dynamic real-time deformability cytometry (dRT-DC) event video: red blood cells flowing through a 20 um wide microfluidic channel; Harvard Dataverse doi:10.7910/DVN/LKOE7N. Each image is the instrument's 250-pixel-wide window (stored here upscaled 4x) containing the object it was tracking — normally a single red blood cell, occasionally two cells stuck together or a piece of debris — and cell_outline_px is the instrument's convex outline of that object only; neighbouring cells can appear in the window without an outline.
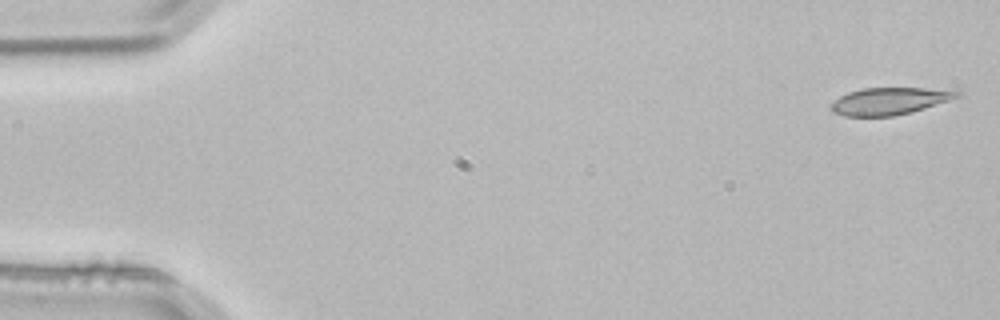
{"species": "common noctule bat (a hibernating species)", "species_latin": "Nyctalus noctula", "temperature_condition": "room temperature", "stored_images_in_passage": 4, "camera_frame_rate_fps": 3000, "um_per_image_px": 0.085, "animal": {"sex": "male", "body_mass_g": 21.5, "forearm_length_mm": 52.0}, "frame": {"image": 1, "passage_image": 1, "time_ms": 0.0, "image_size_px": [1000, 320], "cell_outline_px": [[960, 96], [912, 112], [892, 116], [844, 116], [832, 112], [832, 104], [840, 96], [848, 92], [860, 88], [924, 88], [960, 92]], "centroid_in_image_um": [75.55, 8.59], "position_along_channel_um": 9.5, "area_um2": 19.54}}
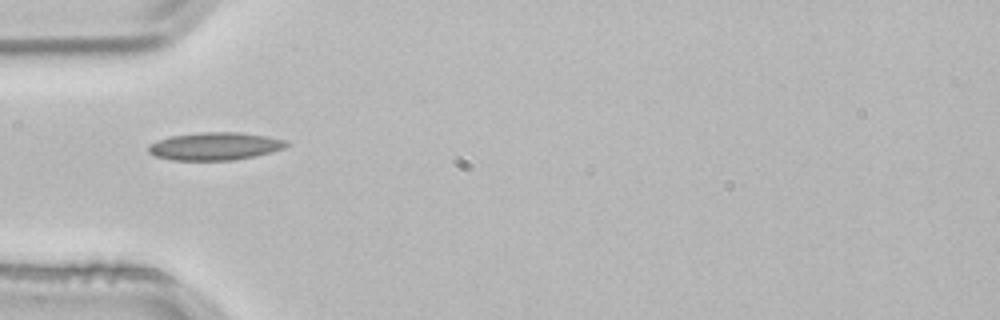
{"frame": {"image": 2, "passage_image": 4, "time_ms": 1.0, "image_size_px": [1000, 320], "cell_outline_px": [[292, 144], [284, 148], [252, 156], [232, 160], [172, 160], [156, 156], [148, 152], [148, 148], [152, 144], [160, 140], [172, 136], [200, 132], [240, 132], [268, 136], [284, 140]], "centroid_in_image_um": [18.3, 12.42], "position_along_channel_um": 66.7, "area_um2": 22.02}}